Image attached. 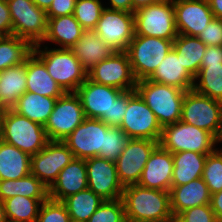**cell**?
<instances>
[{
  "instance_id": "obj_1",
  "label": "cell",
  "mask_w": 222,
  "mask_h": 222,
  "mask_svg": "<svg viewBox=\"0 0 222 222\" xmlns=\"http://www.w3.org/2000/svg\"><path fill=\"white\" fill-rule=\"evenodd\" d=\"M121 199L127 222H174L169 191L133 184L124 187Z\"/></svg>"
},
{
  "instance_id": "obj_2",
  "label": "cell",
  "mask_w": 222,
  "mask_h": 222,
  "mask_svg": "<svg viewBox=\"0 0 222 222\" xmlns=\"http://www.w3.org/2000/svg\"><path fill=\"white\" fill-rule=\"evenodd\" d=\"M135 91L155 114L161 127L180 121L186 91L149 79L137 81Z\"/></svg>"
},
{
  "instance_id": "obj_3",
  "label": "cell",
  "mask_w": 222,
  "mask_h": 222,
  "mask_svg": "<svg viewBox=\"0 0 222 222\" xmlns=\"http://www.w3.org/2000/svg\"><path fill=\"white\" fill-rule=\"evenodd\" d=\"M40 43L33 46V52L44 62L49 75L65 91L75 92L87 79V71L71 49L59 48L39 50Z\"/></svg>"
},
{
  "instance_id": "obj_4",
  "label": "cell",
  "mask_w": 222,
  "mask_h": 222,
  "mask_svg": "<svg viewBox=\"0 0 222 222\" xmlns=\"http://www.w3.org/2000/svg\"><path fill=\"white\" fill-rule=\"evenodd\" d=\"M1 140L30 156L42 150L49 141L44 126L19 115L12 109L4 112Z\"/></svg>"
},
{
  "instance_id": "obj_5",
  "label": "cell",
  "mask_w": 222,
  "mask_h": 222,
  "mask_svg": "<svg viewBox=\"0 0 222 222\" xmlns=\"http://www.w3.org/2000/svg\"><path fill=\"white\" fill-rule=\"evenodd\" d=\"M174 40L134 35L126 53L136 81L149 79L172 50Z\"/></svg>"
},
{
  "instance_id": "obj_6",
  "label": "cell",
  "mask_w": 222,
  "mask_h": 222,
  "mask_svg": "<svg viewBox=\"0 0 222 222\" xmlns=\"http://www.w3.org/2000/svg\"><path fill=\"white\" fill-rule=\"evenodd\" d=\"M180 121L211 133L222 141V102L194 89L185 92Z\"/></svg>"
},
{
  "instance_id": "obj_7",
  "label": "cell",
  "mask_w": 222,
  "mask_h": 222,
  "mask_svg": "<svg viewBox=\"0 0 222 222\" xmlns=\"http://www.w3.org/2000/svg\"><path fill=\"white\" fill-rule=\"evenodd\" d=\"M219 141L206 130L178 121L162 127L159 145L173 153L194 151L200 154H209L215 149Z\"/></svg>"
},
{
  "instance_id": "obj_8",
  "label": "cell",
  "mask_w": 222,
  "mask_h": 222,
  "mask_svg": "<svg viewBox=\"0 0 222 222\" xmlns=\"http://www.w3.org/2000/svg\"><path fill=\"white\" fill-rule=\"evenodd\" d=\"M134 24V35L175 40L178 33L173 0H162L139 8L134 12Z\"/></svg>"
},
{
  "instance_id": "obj_9",
  "label": "cell",
  "mask_w": 222,
  "mask_h": 222,
  "mask_svg": "<svg viewBox=\"0 0 222 222\" xmlns=\"http://www.w3.org/2000/svg\"><path fill=\"white\" fill-rule=\"evenodd\" d=\"M12 19V35L26 39L33 46L43 42L47 33V12L32 0H6Z\"/></svg>"
},
{
  "instance_id": "obj_10",
  "label": "cell",
  "mask_w": 222,
  "mask_h": 222,
  "mask_svg": "<svg viewBox=\"0 0 222 222\" xmlns=\"http://www.w3.org/2000/svg\"><path fill=\"white\" fill-rule=\"evenodd\" d=\"M84 109L75 92L57 98L44 128L48 140L64 141L84 120Z\"/></svg>"
},
{
  "instance_id": "obj_11",
  "label": "cell",
  "mask_w": 222,
  "mask_h": 222,
  "mask_svg": "<svg viewBox=\"0 0 222 222\" xmlns=\"http://www.w3.org/2000/svg\"><path fill=\"white\" fill-rule=\"evenodd\" d=\"M130 138L159 142L162 127L152 110L135 91L129 98L126 113L119 126Z\"/></svg>"
},
{
  "instance_id": "obj_12",
  "label": "cell",
  "mask_w": 222,
  "mask_h": 222,
  "mask_svg": "<svg viewBox=\"0 0 222 222\" xmlns=\"http://www.w3.org/2000/svg\"><path fill=\"white\" fill-rule=\"evenodd\" d=\"M94 31L114 51L125 52L135 34L134 13L105 8Z\"/></svg>"
},
{
  "instance_id": "obj_13",
  "label": "cell",
  "mask_w": 222,
  "mask_h": 222,
  "mask_svg": "<svg viewBox=\"0 0 222 222\" xmlns=\"http://www.w3.org/2000/svg\"><path fill=\"white\" fill-rule=\"evenodd\" d=\"M74 156L63 141L49 140L46 146L31 156V174L49 189L59 173Z\"/></svg>"
},
{
  "instance_id": "obj_14",
  "label": "cell",
  "mask_w": 222,
  "mask_h": 222,
  "mask_svg": "<svg viewBox=\"0 0 222 222\" xmlns=\"http://www.w3.org/2000/svg\"><path fill=\"white\" fill-rule=\"evenodd\" d=\"M159 142L131 138L115 161L117 176L123 187L138 184L142 171Z\"/></svg>"
},
{
  "instance_id": "obj_15",
  "label": "cell",
  "mask_w": 222,
  "mask_h": 222,
  "mask_svg": "<svg viewBox=\"0 0 222 222\" xmlns=\"http://www.w3.org/2000/svg\"><path fill=\"white\" fill-rule=\"evenodd\" d=\"M87 77L91 81L122 91L135 90L137 83L126 52H116L110 58L102 60L87 72Z\"/></svg>"
},
{
  "instance_id": "obj_16",
  "label": "cell",
  "mask_w": 222,
  "mask_h": 222,
  "mask_svg": "<svg viewBox=\"0 0 222 222\" xmlns=\"http://www.w3.org/2000/svg\"><path fill=\"white\" fill-rule=\"evenodd\" d=\"M109 127L100 119L86 118L63 142L74 158L96 157L104 150V135Z\"/></svg>"
},
{
  "instance_id": "obj_17",
  "label": "cell",
  "mask_w": 222,
  "mask_h": 222,
  "mask_svg": "<svg viewBox=\"0 0 222 222\" xmlns=\"http://www.w3.org/2000/svg\"><path fill=\"white\" fill-rule=\"evenodd\" d=\"M123 91L108 85L86 81L75 91L84 109L86 118L100 119L104 123L110 118L112 103Z\"/></svg>"
},
{
  "instance_id": "obj_18",
  "label": "cell",
  "mask_w": 222,
  "mask_h": 222,
  "mask_svg": "<svg viewBox=\"0 0 222 222\" xmlns=\"http://www.w3.org/2000/svg\"><path fill=\"white\" fill-rule=\"evenodd\" d=\"M85 163L88 189L104 200L122 198L124 187L119 182L115 162L96 156L86 159Z\"/></svg>"
},
{
  "instance_id": "obj_19",
  "label": "cell",
  "mask_w": 222,
  "mask_h": 222,
  "mask_svg": "<svg viewBox=\"0 0 222 222\" xmlns=\"http://www.w3.org/2000/svg\"><path fill=\"white\" fill-rule=\"evenodd\" d=\"M178 34L197 37L214 18L208 0H173Z\"/></svg>"
},
{
  "instance_id": "obj_20",
  "label": "cell",
  "mask_w": 222,
  "mask_h": 222,
  "mask_svg": "<svg viewBox=\"0 0 222 222\" xmlns=\"http://www.w3.org/2000/svg\"><path fill=\"white\" fill-rule=\"evenodd\" d=\"M173 169L172 153L158 145L151 153L138 185L150 189L170 191Z\"/></svg>"
},
{
  "instance_id": "obj_21",
  "label": "cell",
  "mask_w": 222,
  "mask_h": 222,
  "mask_svg": "<svg viewBox=\"0 0 222 222\" xmlns=\"http://www.w3.org/2000/svg\"><path fill=\"white\" fill-rule=\"evenodd\" d=\"M88 188L85 160L74 158L60 171L56 181L48 189V198L63 201L70 195Z\"/></svg>"
},
{
  "instance_id": "obj_22",
  "label": "cell",
  "mask_w": 222,
  "mask_h": 222,
  "mask_svg": "<svg viewBox=\"0 0 222 222\" xmlns=\"http://www.w3.org/2000/svg\"><path fill=\"white\" fill-rule=\"evenodd\" d=\"M169 193L174 218L189 208L210 204L211 193L202 178L180 186H171Z\"/></svg>"
},
{
  "instance_id": "obj_23",
  "label": "cell",
  "mask_w": 222,
  "mask_h": 222,
  "mask_svg": "<svg viewBox=\"0 0 222 222\" xmlns=\"http://www.w3.org/2000/svg\"><path fill=\"white\" fill-rule=\"evenodd\" d=\"M71 50L87 72L116 53L94 30H84Z\"/></svg>"
},
{
  "instance_id": "obj_24",
  "label": "cell",
  "mask_w": 222,
  "mask_h": 222,
  "mask_svg": "<svg viewBox=\"0 0 222 222\" xmlns=\"http://www.w3.org/2000/svg\"><path fill=\"white\" fill-rule=\"evenodd\" d=\"M149 80L184 91L193 89L195 83V78L183 67L180 55L174 48L162 60Z\"/></svg>"
},
{
  "instance_id": "obj_25",
  "label": "cell",
  "mask_w": 222,
  "mask_h": 222,
  "mask_svg": "<svg viewBox=\"0 0 222 222\" xmlns=\"http://www.w3.org/2000/svg\"><path fill=\"white\" fill-rule=\"evenodd\" d=\"M27 92L59 98L66 92L49 75L44 62L32 52L26 59Z\"/></svg>"
},
{
  "instance_id": "obj_26",
  "label": "cell",
  "mask_w": 222,
  "mask_h": 222,
  "mask_svg": "<svg viewBox=\"0 0 222 222\" xmlns=\"http://www.w3.org/2000/svg\"><path fill=\"white\" fill-rule=\"evenodd\" d=\"M26 88V61L0 72V103L5 110L16 105Z\"/></svg>"
},
{
  "instance_id": "obj_27",
  "label": "cell",
  "mask_w": 222,
  "mask_h": 222,
  "mask_svg": "<svg viewBox=\"0 0 222 222\" xmlns=\"http://www.w3.org/2000/svg\"><path fill=\"white\" fill-rule=\"evenodd\" d=\"M31 173V156L0 139V180H17Z\"/></svg>"
},
{
  "instance_id": "obj_28",
  "label": "cell",
  "mask_w": 222,
  "mask_h": 222,
  "mask_svg": "<svg viewBox=\"0 0 222 222\" xmlns=\"http://www.w3.org/2000/svg\"><path fill=\"white\" fill-rule=\"evenodd\" d=\"M174 169L172 186L187 184L192 180L202 178L204 164L208 154L194 151L173 153Z\"/></svg>"
},
{
  "instance_id": "obj_29",
  "label": "cell",
  "mask_w": 222,
  "mask_h": 222,
  "mask_svg": "<svg viewBox=\"0 0 222 222\" xmlns=\"http://www.w3.org/2000/svg\"><path fill=\"white\" fill-rule=\"evenodd\" d=\"M83 31L73 14L48 18L47 33L43 41L49 40L59 44L61 48L71 49L81 38Z\"/></svg>"
},
{
  "instance_id": "obj_30",
  "label": "cell",
  "mask_w": 222,
  "mask_h": 222,
  "mask_svg": "<svg viewBox=\"0 0 222 222\" xmlns=\"http://www.w3.org/2000/svg\"><path fill=\"white\" fill-rule=\"evenodd\" d=\"M57 98L41 96L32 92H25L12 108L13 111L42 126L47 123L53 111Z\"/></svg>"
},
{
  "instance_id": "obj_31",
  "label": "cell",
  "mask_w": 222,
  "mask_h": 222,
  "mask_svg": "<svg viewBox=\"0 0 222 222\" xmlns=\"http://www.w3.org/2000/svg\"><path fill=\"white\" fill-rule=\"evenodd\" d=\"M14 196L47 199L48 189L31 173L17 180H0V200Z\"/></svg>"
},
{
  "instance_id": "obj_32",
  "label": "cell",
  "mask_w": 222,
  "mask_h": 222,
  "mask_svg": "<svg viewBox=\"0 0 222 222\" xmlns=\"http://www.w3.org/2000/svg\"><path fill=\"white\" fill-rule=\"evenodd\" d=\"M173 48L180 55L183 67L195 77L207 46L198 37L178 34L173 41Z\"/></svg>"
},
{
  "instance_id": "obj_33",
  "label": "cell",
  "mask_w": 222,
  "mask_h": 222,
  "mask_svg": "<svg viewBox=\"0 0 222 222\" xmlns=\"http://www.w3.org/2000/svg\"><path fill=\"white\" fill-rule=\"evenodd\" d=\"M104 201L101 196L87 188L68 196L62 202L66 206L72 221L88 222L89 218Z\"/></svg>"
},
{
  "instance_id": "obj_34",
  "label": "cell",
  "mask_w": 222,
  "mask_h": 222,
  "mask_svg": "<svg viewBox=\"0 0 222 222\" xmlns=\"http://www.w3.org/2000/svg\"><path fill=\"white\" fill-rule=\"evenodd\" d=\"M33 52V45L26 39L15 35L0 38V72L24 63Z\"/></svg>"
},
{
  "instance_id": "obj_35",
  "label": "cell",
  "mask_w": 222,
  "mask_h": 222,
  "mask_svg": "<svg viewBox=\"0 0 222 222\" xmlns=\"http://www.w3.org/2000/svg\"><path fill=\"white\" fill-rule=\"evenodd\" d=\"M46 199L14 196L3 201L8 222H36L40 204Z\"/></svg>"
},
{
  "instance_id": "obj_36",
  "label": "cell",
  "mask_w": 222,
  "mask_h": 222,
  "mask_svg": "<svg viewBox=\"0 0 222 222\" xmlns=\"http://www.w3.org/2000/svg\"><path fill=\"white\" fill-rule=\"evenodd\" d=\"M194 78L200 79L193 85L195 91L222 102V64H201Z\"/></svg>"
},
{
  "instance_id": "obj_37",
  "label": "cell",
  "mask_w": 222,
  "mask_h": 222,
  "mask_svg": "<svg viewBox=\"0 0 222 222\" xmlns=\"http://www.w3.org/2000/svg\"><path fill=\"white\" fill-rule=\"evenodd\" d=\"M104 9L99 0H76L73 16L84 30H94Z\"/></svg>"
},
{
  "instance_id": "obj_38",
  "label": "cell",
  "mask_w": 222,
  "mask_h": 222,
  "mask_svg": "<svg viewBox=\"0 0 222 222\" xmlns=\"http://www.w3.org/2000/svg\"><path fill=\"white\" fill-rule=\"evenodd\" d=\"M202 179L211 195L222 190V150L215 149L207 155Z\"/></svg>"
},
{
  "instance_id": "obj_39",
  "label": "cell",
  "mask_w": 222,
  "mask_h": 222,
  "mask_svg": "<svg viewBox=\"0 0 222 222\" xmlns=\"http://www.w3.org/2000/svg\"><path fill=\"white\" fill-rule=\"evenodd\" d=\"M130 139L120 127H109L104 135V150L98 156L115 162Z\"/></svg>"
},
{
  "instance_id": "obj_40",
  "label": "cell",
  "mask_w": 222,
  "mask_h": 222,
  "mask_svg": "<svg viewBox=\"0 0 222 222\" xmlns=\"http://www.w3.org/2000/svg\"><path fill=\"white\" fill-rule=\"evenodd\" d=\"M88 222H127L122 199L105 200Z\"/></svg>"
},
{
  "instance_id": "obj_41",
  "label": "cell",
  "mask_w": 222,
  "mask_h": 222,
  "mask_svg": "<svg viewBox=\"0 0 222 222\" xmlns=\"http://www.w3.org/2000/svg\"><path fill=\"white\" fill-rule=\"evenodd\" d=\"M36 222H71V219L62 201L47 198L41 204Z\"/></svg>"
},
{
  "instance_id": "obj_42",
  "label": "cell",
  "mask_w": 222,
  "mask_h": 222,
  "mask_svg": "<svg viewBox=\"0 0 222 222\" xmlns=\"http://www.w3.org/2000/svg\"><path fill=\"white\" fill-rule=\"evenodd\" d=\"M174 222H217L210 204L184 210L174 218Z\"/></svg>"
},
{
  "instance_id": "obj_43",
  "label": "cell",
  "mask_w": 222,
  "mask_h": 222,
  "mask_svg": "<svg viewBox=\"0 0 222 222\" xmlns=\"http://www.w3.org/2000/svg\"><path fill=\"white\" fill-rule=\"evenodd\" d=\"M135 92V90L123 91L116 100L112 103L110 108V118L105 122L107 126L119 127L122 119L126 113L128 98Z\"/></svg>"
},
{
  "instance_id": "obj_44",
  "label": "cell",
  "mask_w": 222,
  "mask_h": 222,
  "mask_svg": "<svg viewBox=\"0 0 222 222\" xmlns=\"http://www.w3.org/2000/svg\"><path fill=\"white\" fill-rule=\"evenodd\" d=\"M197 37L206 46H222V19L214 17Z\"/></svg>"
},
{
  "instance_id": "obj_45",
  "label": "cell",
  "mask_w": 222,
  "mask_h": 222,
  "mask_svg": "<svg viewBox=\"0 0 222 222\" xmlns=\"http://www.w3.org/2000/svg\"><path fill=\"white\" fill-rule=\"evenodd\" d=\"M76 0H53L46 10L47 18L71 15L74 12Z\"/></svg>"
},
{
  "instance_id": "obj_46",
  "label": "cell",
  "mask_w": 222,
  "mask_h": 222,
  "mask_svg": "<svg viewBox=\"0 0 222 222\" xmlns=\"http://www.w3.org/2000/svg\"><path fill=\"white\" fill-rule=\"evenodd\" d=\"M0 35H12V19L6 0H0Z\"/></svg>"
},
{
  "instance_id": "obj_47",
  "label": "cell",
  "mask_w": 222,
  "mask_h": 222,
  "mask_svg": "<svg viewBox=\"0 0 222 222\" xmlns=\"http://www.w3.org/2000/svg\"><path fill=\"white\" fill-rule=\"evenodd\" d=\"M201 64H222V46H207Z\"/></svg>"
},
{
  "instance_id": "obj_48",
  "label": "cell",
  "mask_w": 222,
  "mask_h": 222,
  "mask_svg": "<svg viewBox=\"0 0 222 222\" xmlns=\"http://www.w3.org/2000/svg\"><path fill=\"white\" fill-rule=\"evenodd\" d=\"M210 206L215 213L217 221L222 220V190L211 195Z\"/></svg>"
},
{
  "instance_id": "obj_49",
  "label": "cell",
  "mask_w": 222,
  "mask_h": 222,
  "mask_svg": "<svg viewBox=\"0 0 222 222\" xmlns=\"http://www.w3.org/2000/svg\"><path fill=\"white\" fill-rule=\"evenodd\" d=\"M112 8L111 10H122L132 12V0H110Z\"/></svg>"
},
{
  "instance_id": "obj_50",
  "label": "cell",
  "mask_w": 222,
  "mask_h": 222,
  "mask_svg": "<svg viewBox=\"0 0 222 222\" xmlns=\"http://www.w3.org/2000/svg\"><path fill=\"white\" fill-rule=\"evenodd\" d=\"M213 16L222 19V0H208Z\"/></svg>"
},
{
  "instance_id": "obj_51",
  "label": "cell",
  "mask_w": 222,
  "mask_h": 222,
  "mask_svg": "<svg viewBox=\"0 0 222 222\" xmlns=\"http://www.w3.org/2000/svg\"><path fill=\"white\" fill-rule=\"evenodd\" d=\"M162 0H132V12L134 13L139 8L155 4Z\"/></svg>"
},
{
  "instance_id": "obj_52",
  "label": "cell",
  "mask_w": 222,
  "mask_h": 222,
  "mask_svg": "<svg viewBox=\"0 0 222 222\" xmlns=\"http://www.w3.org/2000/svg\"><path fill=\"white\" fill-rule=\"evenodd\" d=\"M36 6L39 8H42L44 10H47L50 6L53 0H32Z\"/></svg>"
},
{
  "instance_id": "obj_53",
  "label": "cell",
  "mask_w": 222,
  "mask_h": 222,
  "mask_svg": "<svg viewBox=\"0 0 222 222\" xmlns=\"http://www.w3.org/2000/svg\"><path fill=\"white\" fill-rule=\"evenodd\" d=\"M0 222H8L4 210V203L0 200Z\"/></svg>"
},
{
  "instance_id": "obj_54",
  "label": "cell",
  "mask_w": 222,
  "mask_h": 222,
  "mask_svg": "<svg viewBox=\"0 0 222 222\" xmlns=\"http://www.w3.org/2000/svg\"><path fill=\"white\" fill-rule=\"evenodd\" d=\"M4 113H0V139H1V130H2V120Z\"/></svg>"
},
{
  "instance_id": "obj_55",
  "label": "cell",
  "mask_w": 222,
  "mask_h": 222,
  "mask_svg": "<svg viewBox=\"0 0 222 222\" xmlns=\"http://www.w3.org/2000/svg\"><path fill=\"white\" fill-rule=\"evenodd\" d=\"M4 112H5V109H4V107L0 103V113H4Z\"/></svg>"
}]
</instances>
